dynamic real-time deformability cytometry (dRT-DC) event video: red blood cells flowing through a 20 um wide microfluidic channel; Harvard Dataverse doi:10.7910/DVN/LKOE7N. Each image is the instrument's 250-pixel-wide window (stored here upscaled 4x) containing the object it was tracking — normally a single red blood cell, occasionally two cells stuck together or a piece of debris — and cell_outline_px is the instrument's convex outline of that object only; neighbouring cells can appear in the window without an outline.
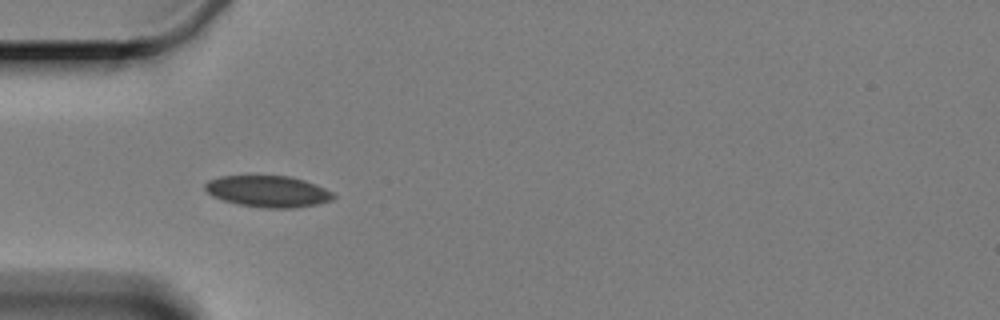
{"species": "Egyptian fruit bat (a non-hibernating species)", "species_latin": "Rousettus aegyptiacus", "temperature_condition": "cold", "stored_images_in_passage": 4, "camera_frame_rate_fps": 3000, "um_per_image_px": 0.085, "animal": {"sex": "female"}, "frame": {"image": 1, "passage_image": 2, "time_ms": 2.0, "image_size_px": [1000, 320], "cell_outline_px": [[336, 196], [332, 200], [320, 204], [296, 208], [260, 208], [240, 204], [224, 200], [212, 196], [204, 188], [204, 184], [208, 180], [220, 176], [288, 176], [304, 180], [324, 188], [332, 192]], "centroid_in_image_um": [22.79, 16.28], "position_along_channel_um": 62.2, "area_um2": 23.52}}
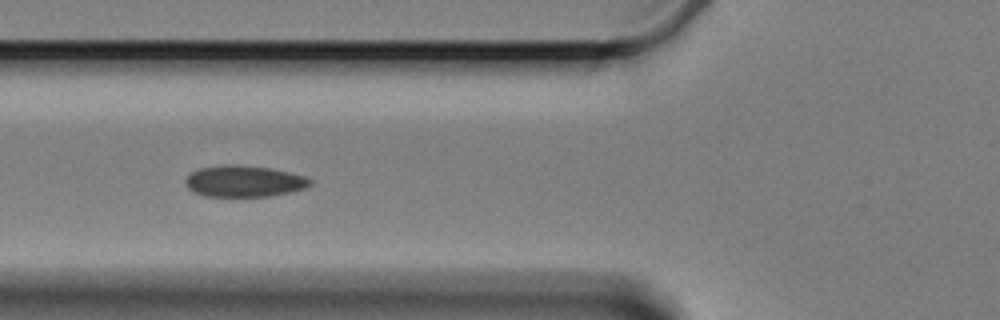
{"frame": {"image": 2, "passage_image": 3, "time_ms": 3.333, "image_size_px": [1000, 320], "cell_outline_px": [[312, 184], [304, 188], [288, 192], [268, 196], [204, 196], [192, 192], [184, 184], [184, 180], [192, 172], [200, 168], [224, 164], [240, 164], [268, 168], [288, 172], [304, 176], [312, 180]], "centroid_in_image_um": [20.69, 15.4], "position_along_channel_um": 105.1, "area_um2": 22.77}}
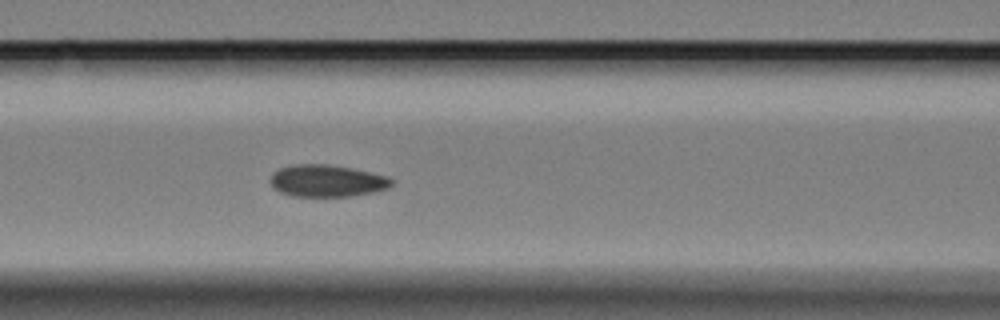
{"frame": {"image": 3, "passage_image": 4, "time_ms": 4.333, "image_size_px": [1000, 320], "cell_outline_px": [[396, 184], [388, 188], [372, 192], [352, 196], [292, 196], [280, 192], [272, 188], [268, 180], [272, 172], [280, 168], [296, 164], [328, 164], [352, 168], [388, 176], [396, 180]], "centroid_in_image_um": [27.79, 15.37], "position_along_channel_um": 138.8, "area_um2": 23.0}}